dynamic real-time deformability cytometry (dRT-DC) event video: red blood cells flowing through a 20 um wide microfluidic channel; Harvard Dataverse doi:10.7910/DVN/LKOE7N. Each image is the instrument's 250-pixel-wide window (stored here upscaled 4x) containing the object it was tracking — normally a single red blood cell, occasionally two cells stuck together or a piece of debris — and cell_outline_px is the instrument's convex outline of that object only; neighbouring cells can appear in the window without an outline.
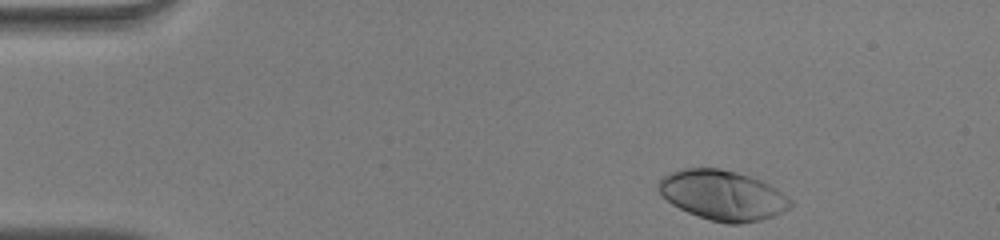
{"species": "human", "species_latin": "Homo sapiens", "temperature_condition": "warm", "stored_images_in_passage": 37, "camera_frame_rate_fps": 3000, "um_per_image_px": 0.085, "donor": {"sex": "male"}, "frame": {"image": 1, "passage_image": 1, "time_ms": 0.0, "image_size_px": [1000, 240], "cell_outline_px": [[796, 204], [772, 216], [760, 220], [740, 224], [728, 224], [712, 220], [688, 212], [672, 204], [660, 196], [656, 188], [656, 184], [660, 176], [684, 168], [720, 168], [736, 172], [764, 180], [788, 196]], "centroid_in_image_um": [61.4, 16.58], "position_along_channel_um": 23.6, "area_um2": 38.73}}
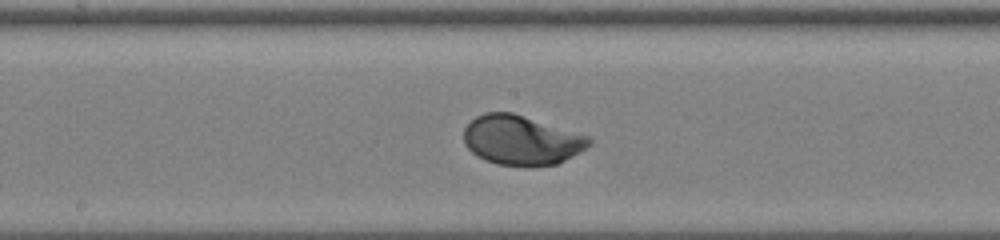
{"frame": {"image": 2, "passage_image": 21, "time_ms": 6.667, "image_size_px": [1000, 240], "cell_outline_px": [[592, 144], [588, 148], [556, 164], [532, 168], [528, 168], [496, 164], [484, 160], [476, 156], [464, 144], [464, 128], [476, 116], [484, 112], [512, 112], [588, 136], [592, 140]], "centroid_in_image_um": [44.31, 11.94], "position_along_channel_um": 203.9, "area_um2": 36.59}}
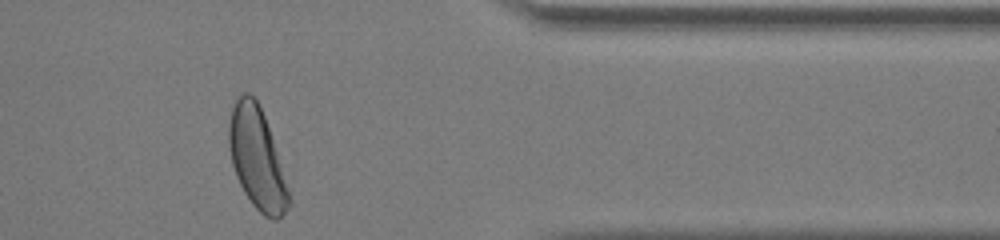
{"frame": {"image": 3, "passage_image": 36, "time_ms": 11.667, "image_size_px": [1000, 240], "cell_outline_px": [[292, 204], [276, 220], [272, 220], [264, 216], [252, 204], [244, 192], [236, 176], [232, 164], [228, 144], [228, 128], [232, 108], [236, 96], [244, 92], [248, 92], [256, 100], [264, 116], [292, 200]], "centroid_in_image_um": [21.82, 13.49], "position_along_channel_um": 389.6, "area_um2": 34.91}, "authors_computed_cell_mechanics": {"area_um2": 35.836, "velocity_mm_per_s": 4.057, "shape_relaxation_time_tau1_ms": 2.5558, "shape_relaxation_time_tau2_ms": null, "deformation_change_tau1": 0.1836, "deformation_change_tau2": null}}